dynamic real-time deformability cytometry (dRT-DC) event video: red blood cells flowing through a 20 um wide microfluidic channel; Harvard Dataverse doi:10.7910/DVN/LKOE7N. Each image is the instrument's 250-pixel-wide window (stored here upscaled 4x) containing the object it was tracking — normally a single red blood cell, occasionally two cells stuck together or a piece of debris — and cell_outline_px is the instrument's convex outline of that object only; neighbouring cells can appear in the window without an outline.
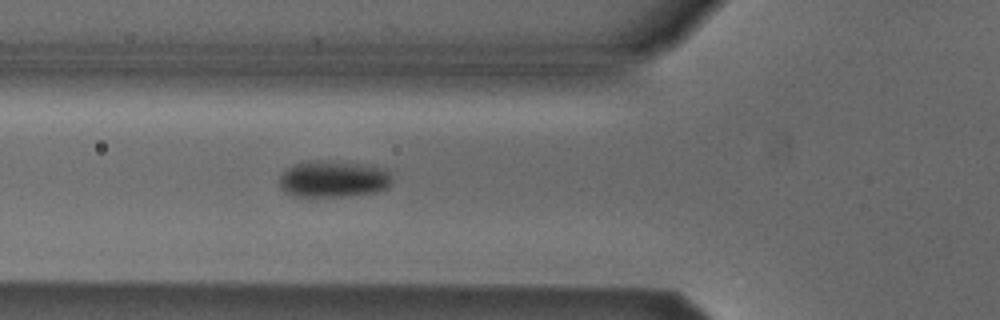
{"species": "Egyptian fruit bat (a non-hibernating species)", "species_latin": "Rousettus aegyptiacus", "temperature_condition": "cold", "stored_images_in_passage": 23, "camera_frame_rate_fps": 3000, "um_per_image_px": 0.085, "animal": {"sex": "male"}, "frame": {"image": 1, "passage_image": 4, "time_ms": 1.0, "image_size_px": [1000, 320], "cell_outline_px": [[392, 180], [388, 188], [376, 192], [348, 196], [308, 200], [292, 196], [284, 192], [280, 188], [280, 176], [288, 168], [296, 164], [308, 160], [320, 160], [368, 164], [388, 168], [392, 176]], "centroid_in_image_um": [28.34, 15.26], "position_along_channel_um": 97.5, "area_um2": 25.26}}
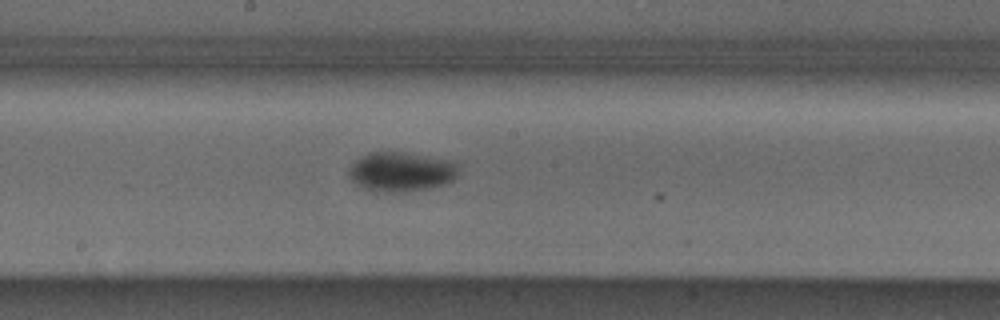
{"frame": {"image": 2, "passage_image": 13, "time_ms": 4.0, "image_size_px": [1000, 320], "cell_outline_px": [[456, 176], [452, 180], [444, 184], [432, 188], [404, 192], [372, 192], [356, 184], [348, 176], [348, 168], [360, 156], [368, 152], [404, 152], [452, 160], [456, 164]], "centroid_in_image_um": [34.05, 14.6], "position_along_channel_um": 214.2, "area_um2": 25.49}}
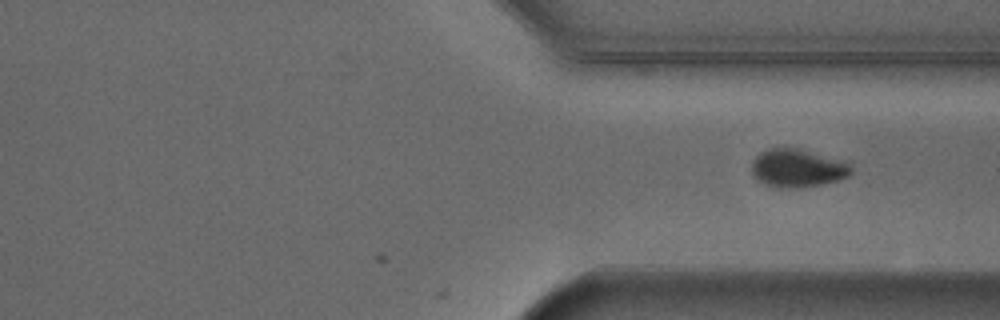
{"frame": {"image": 3, "passage_image": 23, "time_ms": 7.333, "image_size_px": [1000, 320], "cell_outline_px": [[852, 172], [848, 176], [836, 180], [820, 184], [800, 188], [776, 188], [764, 184], [756, 180], [752, 176], [752, 160], [760, 152], [772, 148], [800, 148], [844, 160], [852, 164]], "centroid_in_image_um": [67.78, 14.29], "position_along_channel_um": 343.6, "area_um2": 22.48}}